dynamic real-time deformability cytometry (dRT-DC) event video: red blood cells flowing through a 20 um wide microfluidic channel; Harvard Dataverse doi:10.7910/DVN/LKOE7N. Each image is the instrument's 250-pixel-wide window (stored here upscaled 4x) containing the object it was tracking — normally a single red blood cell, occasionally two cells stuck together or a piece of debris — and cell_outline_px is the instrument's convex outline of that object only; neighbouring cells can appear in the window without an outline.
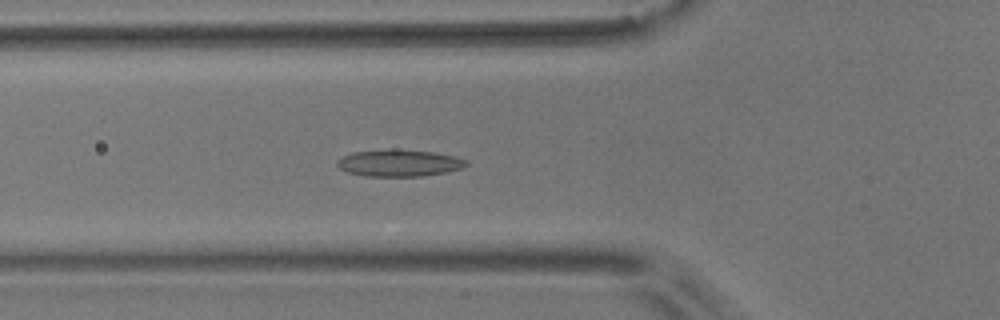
{"species": "common noctule bat (a hibernating species)", "species_latin": "Nyctalus noctula", "temperature_condition": "room temperature", "stored_images_in_passage": 55, "camera_frame_rate_fps": 3000, "um_per_image_px": 0.085, "animal": {"sex": "male", "body_mass_g": 17.9}, "frame": {"image": 1, "passage_image": 19, "time_ms": 6.0, "image_size_px": [1000, 320], "cell_outline_px": [[468, 164], [460, 168], [444, 172], [424, 176], [364, 176], [348, 172], [340, 168], [336, 164], [336, 160], [352, 152], [432, 152], [456, 156], [468, 160]], "centroid_in_image_um": [33.94, 13.9], "position_along_channel_um": 91.9, "area_um2": 19.13}}
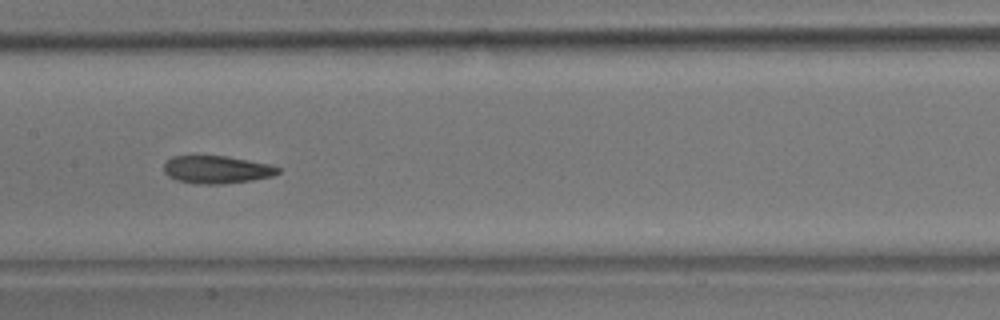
{"frame": {"image": 2, "passage_image": 27, "time_ms": 8.667, "image_size_px": [1000, 320], "cell_outline_px": [[280, 172], [272, 176], [252, 180], [220, 184], [200, 184], [176, 180], [168, 176], [164, 172], [164, 164], [172, 156], [224, 156], [248, 160], [268, 164], [280, 168]], "centroid_in_image_um": [18.4, 14.42], "position_along_channel_um": 189.0, "area_um2": 18.26}}
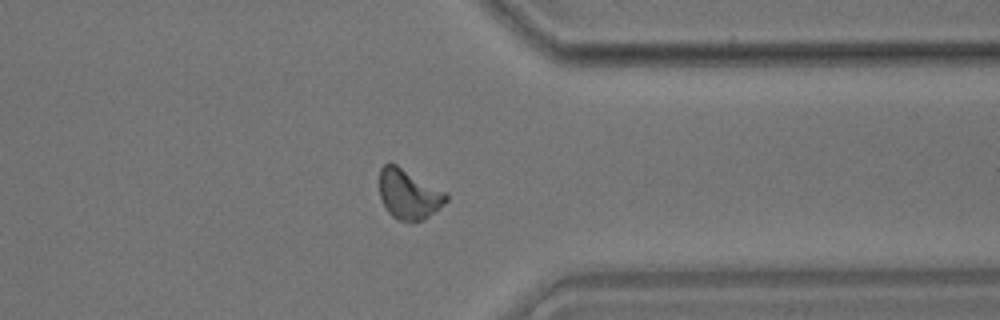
{"frame": {"image": 3, "passage_image": 43, "time_ms": 14.0, "image_size_px": [1000, 320], "cell_outline_px": [[448, 200], [444, 204], [424, 220], [412, 224], [400, 220], [392, 216], [388, 212], [380, 196], [380, 168], [384, 164], [396, 164], [448, 192]], "centroid_in_image_um": [34.78, 16.53], "position_along_channel_um": 376.6, "area_um2": 19.65}, "authors_computed_cell_mechanics": {"area_um2": 18.9006, "velocity_mm_per_s": 3.6197, "shape_relaxation_time_tau1_ms": 8.0738, "shape_relaxation_time_tau2_ms": 2.5407, "deformation_change_tau1": 0.1599, "deformation_change_tau2": 0.0943}}